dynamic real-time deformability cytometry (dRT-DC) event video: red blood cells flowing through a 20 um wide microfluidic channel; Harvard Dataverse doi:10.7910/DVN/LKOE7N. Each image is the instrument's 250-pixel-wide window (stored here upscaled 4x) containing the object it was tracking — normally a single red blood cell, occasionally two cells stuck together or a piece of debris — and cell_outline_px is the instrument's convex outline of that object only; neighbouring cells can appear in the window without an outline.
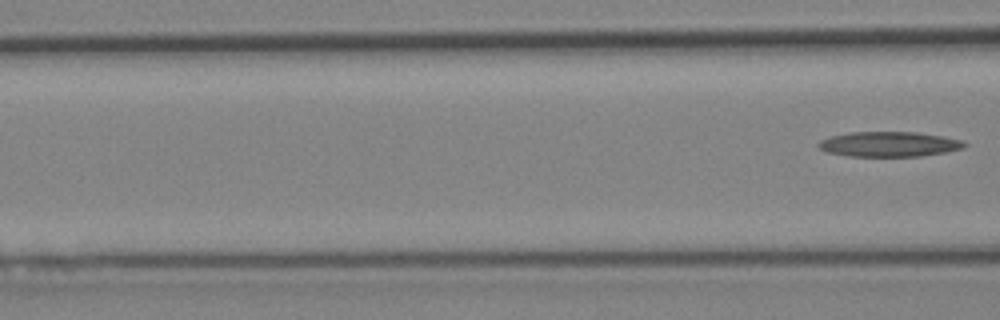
{"species": "Egyptian fruit bat (a non-hibernating species)", "species_latin": "Rousettus aegyptiacus", "temperature_condition": "cold", "stored_images_in_passage": 5, "camera_frame_rate_fps": 3000, "um_per_image_px": 0.085, "animal": {"sex": "female"}, "frame": {"image": 1, "passage_image": 5, "time_ms": 4.667, "image_size_px": [1000, 320], "cell_outline_px": [[968, 144], [964, 148], [944, 152], [920, 156], [848, 156], [828, 152], [820, 148], [816, 144], [820, 140], [832, 136], [848, 132], [916, 132], [940, 136], [960, 140]], "centroid_in_image_um": [75.55, 12.25], "position_along_channel_um": 91.1, "area_um2": 21.1}}